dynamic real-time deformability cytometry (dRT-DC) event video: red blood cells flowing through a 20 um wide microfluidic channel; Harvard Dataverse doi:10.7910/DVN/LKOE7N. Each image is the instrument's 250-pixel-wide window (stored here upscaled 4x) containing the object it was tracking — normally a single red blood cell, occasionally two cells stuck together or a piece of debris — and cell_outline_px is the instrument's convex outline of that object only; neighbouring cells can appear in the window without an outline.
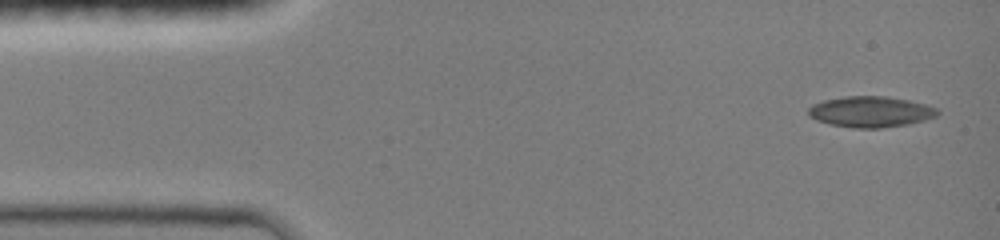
{"species": "common noctule bat (a hibernating species)", "species_latin": "Nyctalus noctula", "temperature_condition": "room temperature", "stored_images_in_passage": 4, "camera_frame_rate_fps": 3000, "um_per_image_px": 0.085, "animal": {"sex": "female", "body_mass_g": 19.0, "forearm_length_mm": 51.5}, "frame": {"image": 1, "passage_image": 1, "time_ms": 0.0, "image_size_px": [1000, 240], "cell_outline_px": [[940, 112], [936, 116], [924, 120], [908, 124], [880, 128], [852, 128], [828, 124], [816, 120], [808, 116], [808, 108], [812, 104], [824, 100], [844, 96], [888, 96], [908, 100], [924, 104], [936, 108]], "centroid_in_image_um": [73.96, 9.5], "position_along_channel_um": 11.0, "area_um2": 23.35}}
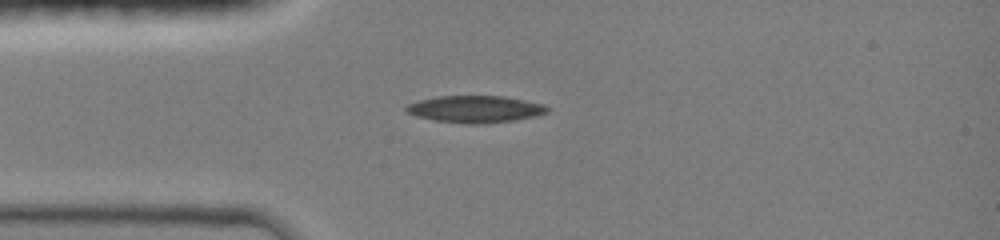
{"frame": {"image": 2, "passage_image": 4, "time_ms": 3.0, "image_size_px": [1000, 240], "cell_outline_px": [[548, 112], [536, 116], [512, 120], [480, 124], [468, 124], [436, 120], [416, 116], [404, 112], [404, 108], [408, 104], [420, 100], [436, 96], [504, 96], [544, 104], [548, 108]], "centroid_in_image_um": [40.37, 9.27], "position_along_channel_um": 44.6, "area_um2": 22.08}}